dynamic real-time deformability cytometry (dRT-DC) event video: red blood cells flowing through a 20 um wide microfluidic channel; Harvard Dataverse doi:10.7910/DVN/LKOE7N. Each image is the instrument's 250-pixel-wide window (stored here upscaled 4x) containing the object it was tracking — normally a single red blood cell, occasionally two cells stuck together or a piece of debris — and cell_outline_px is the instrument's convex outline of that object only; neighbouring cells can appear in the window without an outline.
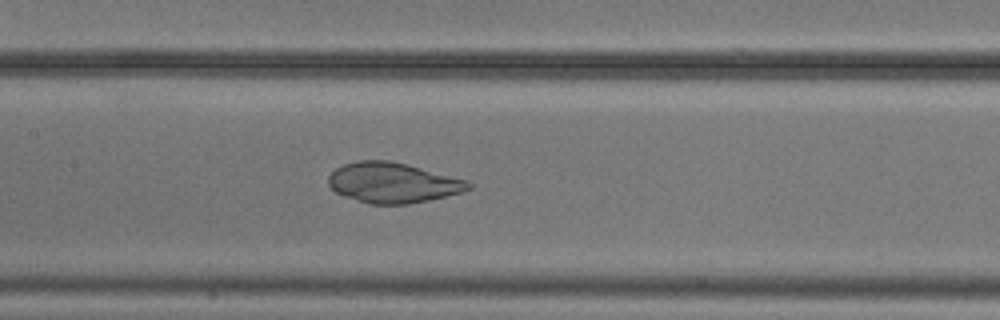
{"species": "common noctule bat (a hibernating species)", "species_latin": "Nyctalus noctula", "temperature_condition": "cold", "stored_images_in_passage": 37, "camera_frame_rate_fps": 3000, "um_per_image_px": 0.085, "animal": {"sex": "male", "body_mass_g": 20.5, "forearm_length_mm": 52.5}, "frame": {"image": 1, "passage_image": 9, "time_ms": 2.667, "image_size_px": [1000, 320], "cell_outline_px": [[472, 188], [460, 192], [428, 200], [408, 204], [368, 204], [344, 196], [336, 192], [328, 184], [328, 176], [336, 168], [344, 164], [356, 160], [392, 160], [408, 164], [468, 180], [472, 184]], "centroid_in_image_um": [33.38, 15.52], "position_along_channel_um": 174.0, "area_um2": 32.95}}
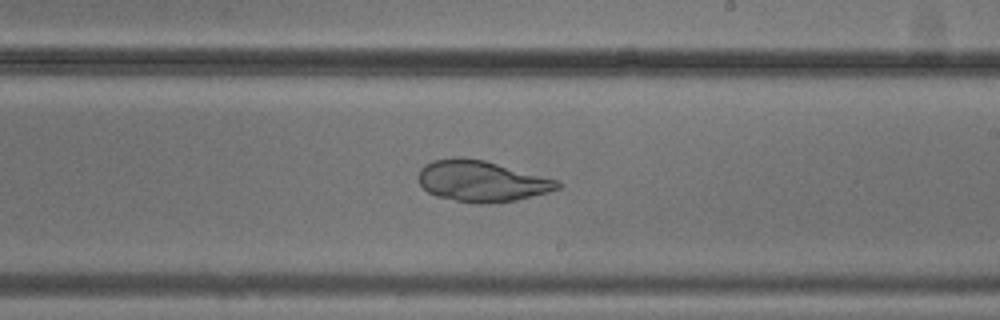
{"frame": {"image": 2, "passage_image": 15, "time_ms": 4.667, "image_size_px": [1000, 320], "cell_outline_px": [[560, 188], [548, 192], [516, 200], [488, 204], [476, 204], [436, 196], [428, 192], [420, 184], [416, 176], [420, 168], [424, 164], [432, 160], [456, 156], [464, 156], [484, 160], [560, 180]], "centroid_in_image_um": [40.91, 15.38], "position_along_channel_um": 248.1, "area_um2": 33.7}}
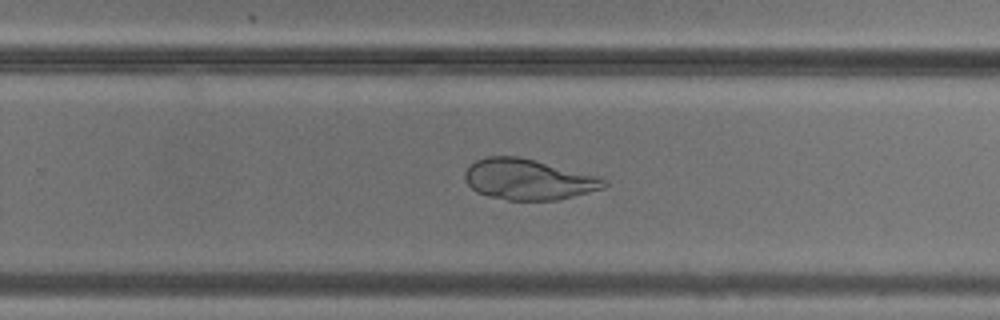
{"frame": {"image": 3, "passage_image": 18, "time_ms": 5.667, "image_size_px": [1000, 320], "cell_outline_px": [[608, 184], [604, 188], [556, 200], [508, 200], [488, 196], [476, 192], [464, 180], [464, 172], [476, 160], [484, 156], [516, 156], [600, 176]], "centroid_in_image_um": [44.88, 15.25], "position_along_channel_um": 284.9, "area_um2": 32.83}}